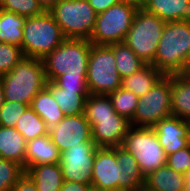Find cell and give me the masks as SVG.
Returning <instances> with one entry per match:
<instances>
[{
    "label": "cell",
    "mask_w": 190,
    "mask_h": 191,
    "mask_svg": "<svg viewBox=\"0 0 190 191\" xmlns=\"http://www.w3.org/2000/svg\"><path fill=\"white\" fill-rule=\"evenodd\" d=\"M163 76L164 74L154 65L146 64L139 71L124 77L121 81V87L140 97L149 91Z\"/></svg>",
    "instance_id": "7402d4cb"
},
{
    "label": "cell",
    "mask_w": 190,
    "mask_h": 191,
    "mask_svg": "<svg viewBox=\"0 0 190 191\" xmlns=\"http://www.w3.org/2000/svg\"><path fill=\"white\" fill-rule=\"evenodd\" d=\"M5 102L4 92H3V86L0 80V108Z\"/></svg>",
    "instance_id": "60d3db41"
},
{
    "label": "cell",
    "mask_w": 190,
    "mask_h": 191,
    "mask_svg": "<svg viewBox=\"0 0 190 191\" xmlns=\"http://www.w3.org/2000/svg\"><path fill=\"white\" fill-rule=\"evenodd\" d=\"M28 106L24 103L5 100L0 108V125L4 127H15L18 119Z\"/></svg>",
    "instance_id": "1f68e13d"
},
{
    "label": "cell",
    "mask_w": 190,
    "mask_h": 191,
    "mask_svg": "<svg viewBox=\"0 0 190 191\" xmlns=\"http://www.w3.org/2000/svg\"><path fill=\"white\" fill-rule=\"evenodd\" d=\"M46 88L51 92L66 116L84 114L85 102L90 95L89 90L61 89L54 82L50 81H47Z\"/></svg>",
    "instance_id": "ffe728a7"
},
{
    "label": "cell",
    "mask_w": 190,
    "mask_h": 191,
    "mask_svg": "<svg viewBox=\"0 0 190 191\" xmlns=\"http://www.w3.org/2000/svg\"><path fill=\"white\" fill-rule=\"evenodd\" d=\"M15 129L22 134L27 142L49 134V128L45 121L30 106L18 119Z\"/></svg>",
    "instance_id": "4316f807"
},
{
    "label": "cell",
    "mask_w": 190,
    "mask_h": 191,
    "mask_svg": "<svg viewBox=\"0 0 190 191\" xmlns=\"http://www.w3.org/2000/svg\"><path fill=\"white\" fill-rule=\"evenodd\" d=\"M85 119L91 125L92 140L97 147L121 146L130 121L117 114L109 95H89L85 102Z\"/></svg>",
    "instance_id": "7a4b0ae2"
},
{
    "label": "cell",
    "mask_w": 190,
    "mask_h": 191,
    "mask_svg": "<svg viewBox=\"0 0 190 191\" xmlns=\"http://www.w3.org/2000/svg\"><path fill=\"white\" fill-rule=\"evenodd\" d=\"M117 114L131 121L137 107L138 96L122 87L108 94Z\"/></svg>",
    "instance_id": "83f0119b"
},
{
    "label": "cell",
    "mask_w": 190,
    "mask_h": 191,
    "mask_svg": "<svg viewBox=\"0 0 190 191\" xmlns=\"http://www.w3.org/2000/svg\"><path fill=\"white\" fill-rule=\"evenodd\" d=\"M49 136L60 152H63L69 147L90 143L92 141L91 125L84 114L65 115L57 125L49 129Z\"/></svg>",
    "instance_id": "5bb4252c"
},
{
    "label": "cell",
    "mask_w": 190,
    "mask_h": 191,
    "mask_svg": "<svg viewBox=\"0 0 190 191\" xmlns=\"http://www.w3.org/2000/svg\"><path fill=\"white\" fill-rule=\"evenodd\" d=\"M91 185L73 181H63L60 191H87Z\"/></svg>",
    "instance_id": "8d00e7d4"
},
{
    "label": "cell",
    "mask_w": 190,
    "mask_h": 191,
    "mask_svg": "<svg viewBox=\"0 0 190 191\" xmlns=\"http://www.w3.org/2000/svg\"><path fill=\"white\" fill-rule=\"evenodd\" d=\"M65 39L51 12H43L35 17L26 18L22 50L25 56L42 60Z\"/></svg>",
    "instance_id": "8992f818"
},
{
    "label": "cell",
    "mask_w": 190,
    "mask_h": 191,
    "mask_svg": "<svg viewBox=\"0 0 190 191\" xmlns=\"http://www.w3.org/2000/svg\"><path fill=\"white\" fill-rule=\"evenodd\" d=\"M185 176V185H190V170L184 174Z\"/></svg>",
    "instance_id": "b9f144b4"
},
{
    "label": "cell",
    "mask_w": 190,
    "mask_h": 191,
    "mask_svg": "<svg viewBox=\"0 0 190 191\" xmlns=\"http://www.w3.org/2000/svg\"><path fill=\"white\" fill-rule=\"evenodd\" d=\"M60 150L48 135L36 137L27 142L25 171L39 164H55L60 162Z\"/></svg>",
    "instance_id": "2e32d148"
},
{
    "label": "cell",
    "mask_w": 190,
    "mask_h": 191,
    "mask_svg": "<svg viewBox=\"0 0 190 191\" xmlns=\"http://www.w3.org/2000/svg\"><path fill=\"white\" fill-rule=\"evenodd\" d=\"M144 184L155 191H183L185 176L165 165L149 173Z\"/></svg>",
    "instance_id": "603a6c76"
},
{
    "label": "cell",
    "mask_w": 190,
    "mask_h": 191,
    "mask_svg": "<svg viewBox=\"0 0 190 191\" xmlns=\"http://www.w3.org/2000/svg\"><path fill=\"white\" fill-rule=\"evenodd\" d=\"M171 114L190 120V77L185 73L171 75Z\"/></svg>",
    "instance_id": "d6986e66"
},
{
    "label": "cell",
    "mask_w": 190,
    "mask_h": 191,
    "mask_svg": "<svg viewBox=\"0 0 190 191\" xmlns=\"http://www.w3.org/2000/svg\"><path fill=\"white\" fill-rule=\"evenodd\" d=\"M121 147L136 159L144 177L166 165L167 154L152 127L130 126Z\"/></svg>",
    "instance_id": "ba28073f"
},
{
    "label": "cell",
    "mask_w": 190,
    "mask_h": 191,
    "mask_svg": "<svg viewBox=\"0 0 190 191\" xmlns=\"http://www.w3.org/2000/svg\"><path fill=\"white\" fill-rule=\"evenodd\" d=\"M97 146L92 140L90 143H81V146L69 147L60 154L63 181H73L91 185L93 160Z\"/></svg>",
    "instance_id": "4fadbf2b"
},
{
    "label": "cell",
    "mask_w": 190,
    "mask_h": 191,
    "mask_svg": "<svg viewBox=\"0 0 190 191\" xmlns=\"http://www.w3.org/2000/svg\"><path fill=\"white\" fill-rule=\"evenodd\" d=\"M189 64L190 22H166L154 57V66L164 75H172L186 73Z\"/></svg>",
    "instance_id": "3957f363"
},
{
    "label": "cell",
    "mask_w": 190,
    "mask_h": 191,
    "mask_svg": "<svg viewBox=\"0 0 190 191\" xmlns=\"http://www.w3.org/2000/svg\"><path fill=\"white\" fill-rule=\"evenodd\" d=\"M113 49L108 45H91L86 83L91 95H108L121 87Z\"/></svg>",
    "instance_id": "9c48e42d"
},
{
    "label": "cell",
    "mask_w": 190,
    "mask_h": 191,
    "mask_svg": "<svg viewBox=\"0 0 190 191\" xmlns=\"http://www.w3.org/2000/svg\"><path fill=\"white\" fill-rule=\"evenodd\" d=\"M59 88L66 90H88L86 76H58L53 81Z\"/></svg>",
    "instance_id": "836d02e7"
},
{
    "label": "cell",
    "mask_w": 190,
    "mask_h": 191,
    "mask_svg": "<svg viewBox=\"0 0 190 191\" xmlns=\"http://www.w3.org/2000/svg\"><path fill=\"white\" fill-rule=\"evenodd\" d=\"M50 12L66 39H90L97 13L87 0H59Z\"/></svg>",
    "instance_id": "30bf717a"
},
{
    "label": "cell",
    "mask_w": 190,
    "mask_h": 191,
    "mask_svg": "<svg viewBox=\"0 0 190 191\" xmlns=\"http://www.w3.org/2000/svg\"><path fill=\"white\" fill-rule=\"evenodd\" d=\"M92 43L87 39H65L55 50L42 59L47 81L58 76H87Z\"/></svg>",
    "instance_id": "5b68a950"
},
{
    "label": "cell",
    "mask_w": 190,
    "mask_h": 191,
    "mask_svg": "<svg viewBox=\"0 0 190 191\" xmlns=\"http://www.w3.org/2000/svg\"><path fill=\"white\" fill-rule=\"evenodd\" d=\"M132 191H155V190L151 189L146 184H142L138 186L137 188L133 189Z\"/></svg>",
    "instance_id": "ab89813d"
},
{
    "label": "cell",
    "mask_w": 190,
    "mask_h": 191,
    "mask_svg": "<svg viewBox=\"0 0 190 191\" xmlns=\"http://www.w3.org/2000/svg\"><path fill=\"white\" fill-rule=\"evenodd\" d=\"M145 183L136 159L121 146L97 147L91 186L105 191H132Z\"/></svg>",
    "instance_id": "6da1fadb"
},
{
    "label": "cell",
    "mask_w": 190,
    "mask_h": 191,
    "mask_svg": "<svg viewBox=\"0 0 190 191\" xmlns=\"http://www.w3.org/2000/svg\"><path fill=\"white\" fill-rule=\"evenodd\" d=\"M171 114V75H164L149 91L138 98L131 126L154 127Z\"/></svg>",
    "instance_id": "7c38bea8"
},
{
    "label": "cell",
    "mask_w": 190,
    "mask_h": 191,
    "mask_svg": "<svg viewBox=\"0 0 190 191\" xmlns=\"http://www.w3.org/2000/svg\"><path fill=\"white\" fill-rule=\"evenodd\" d=\"M24 56L22 48L0 42V76L11 72Z\"/></svg>",
    "instance_id": "4dcf8cb0"
},
{
    "label": "cell",
    "mask_w": 190,
    "mask_h": 191,
    "mask_svg": "<svg viewBox=\"0 0 190 191\" xmlns=\"http://www.w3.org/2000/svg\"><path fill=\"white\" fill-rule=\"evenodd\" d=\"M59 0H37L44 12H50Z\"/></svg>",
    "instance_id": "74e56055"
},
{
    "label": "cell",
    "mask_w": 190,
    "mask_h": 191,
    "mask_svg": "<svg viewBox=\"0 0 190 191\" xmlns=\"http://www.w3.org/2000/svg\"><path fill=\"white\" fill-rule=\"evenodd\" d=\"M109 46L113 49L116 68L122 79L139 71L146 65L125 42H118Z\"/></svg>",
    "instance_id": "484cf974"
},
{
    "label": "cell",
    "mask_w": 190,
    "mask_h": 191,
    "mask_svg": "<svg viewBox=\"0 0 190 191\" xmlns=\"http://www.w3.org/2000/svg\"><path fill=\"white\" fill-rule=\"evenodd\" d=\"M183 191H190V185H185V188L183 189Z\"/></svg>",
    "instance_id": "ee69618b"
},
{
    "label": "cell",
    "mask_w": 190,
    "mask_h": 191,
    "mask_svg": "<svg viewBox=\"0 0 190 191\" xmlns=\"http://www.w3.org/2000/svg\"><path fill=\"white\" fill-rule=\"evenodd\" d=\"M87 1L97 14L106 11L111 6L121 2V0H87Z\"/></svg>",
    "instance_id": "d590c367"
},
{
    "label": "cell",
    "mask_w": 190,
    "mask_h": 191,
    "mask_svg": "<svg viewBox=\"0 0 190 191\" xmlns=\"http://www.w3.org/2000/svg\"><path fill=\"white\" fill-rule=\"evenodd\" d=\"M25 20L18 14L0 9V42L22 48Z\"/></svg>",
    "instance_id": "d4e9b609"
},
{
    "label": "cell",
    "mask_w": 190,
    "mask_h": 191,
    "mask_svg": "<svg viewBox=\"0 0 190 191\" xmlns=\"http://www.w3.org/2000/svg\"><path fill=\"white\" fill-rule=\"evenodd\" d=\"M152 128L167 155L190 144V124L187 120L170 116L161 119Z\"/></svg>",
    "instance_id": "9a60e30c"
},
{
    "label": "cell",
    "mask_w": 190,
    "mask_h": 191,
    "mask_svg": "<svg viewBox=\"0 0 190 191\" xmlns=\"http://www.w3.org/2000/svg\"><path fill=\"white\" fill-rule=\"evenodd\" d=\"M0 9L24 18L35 17L44 12L37 0H0Z\"/></svg>",
    "instance_id": "f1b7e54d"
},
{
    "label": "cell",
    "mask_w": 190,
    "mask_h": 191,
    "mask_svg": "<svg viewBox=\"0 0 190 191\" xmlns=\"http://www.w3.org/2000/svg\"><path fill=\"white\" fill-rule=\"evenodd\" d=\"M25 173L34 181L38 191H60L62 187L63 174L59 163L31 166Z\"/></svg>",
    "instance_id": "44dd1931"
},
{
    "label": "cell",
    "mask_w": 190,
    "mask_h": 191,
    "mask_svg": "<svg viewBox=\"0 0 190 191\" xmlns=\"http://www.w3.org/2000/svg\"><path fill=\"white\" fill-rule=\"evenodd\" d=\"M27 141L15 127L0 125V158L20 164L25 171Z\"/></svg>",
    "instance_id": "e0dca14e"
},
{
    "label": "cell",
    "mask_w": 190,
    "mask_h": 191,
    "mask_svg": "<svg viewBox=\"0 0 190 191\" xmlns=\"http://www.w3.org/2000/svg\"><path fill=\"white\" fill-rule=\"evenodd\" d=\"M24 172L17 162L0 158V191H10Z\"/></svg>",
    "instance_id": "f546056e"
},
{
    "label": "cell",
    "mask_w": 190,
    "mask_h": 191,
    "mask_svg": "<svg viewBox=\"0 0 190 191\" xmlns=\"http://www.w3.org/2000/svg\"><path fill=\"white\" fill-rule=\"evenodd\" d=\"M143 9L166 22H190V0H147Z\"/></svg>",
    "instance_id": "ac0fdd59"
},
{
    "label": "cell",
    "mask_w": 190,
    "mask_h": 191,
    "mask_svg": "<svg viewBox=\"0 0 190 191\" xmlns=\"http://www.w3.org/2000/svg\"><path fill=\"white\" fill-rule=\"evenodd\" d=\"M166 165L182 174L188 172L190 170V144L167 155Z\"/></svg>",
    "instance_id": "d6a6232c"
},
{
    "label": "cell",
    "mask_w": 190,
    "mask_h": 191,
    "mask_svg": "<svg viewBox=\"0 0 190 191\" xmlns=\"http://www.w3.org/2000/svg\"><path fill=\"white\" fill-rule=\"evenodd\" d=\"M5 100L31 105L47 84L43 61L24 56L13 70L0 76Z\"/></svg>",
    "instance_id": "277c9868"
},
{
    "label": "cell",
    "mask_w": 190,
    "mask_h": 191,
    "mask_svg": "<svg viewBox=\"0 0 190 191\" xmlns=\"http://www.w3.org/2000/svg\"><path fill=\"white\" fill-rule=\"evenodd\" d=\"M30 107L45 121L49 129L57 125L65 116L46 87L32 99Z\"/></svg>",
    "instance_id": "cb8c5ba5"
},
{
    "label": "cell",
    "mask_w": 190,
    "mask_h": 191,
    "mask_svg": "<svg viewBox=\"0 0 190 191\" xmlns=\"http://www.w3.org/2000/svg\"><path fill=\"white\" fill-rule=\"evenodd\" d=\"M121 2L134 6L137 9H143L147 0H121Z\"/></svg>",
    "instance_id": "f35d334b"
},
{
    "label": "cell",
    "mask_w": 190,
    "mask_h": 191,
    "mask_svg": "<svg viewBox=\"0 0 190 191\" xmlns=\"http://www.w3.org/2000/svg\"><path fill=\"white\" fill-rule=\"evenodd\" d=\"M166 21L138 9L124 42L146 64L154 65V57Z\"/></svg>",
    "instance_id": "52a82bcc"
},
{
    "label": "cell",
    "mask_w": 190,
    "mask_h": 191,
    "mask_svg": "<svg viewBox=\"0 0 190 191\" xmlns=\"http://www.w3.org/2000/svg\"><path fill=\"white\" fill-rule=\"evenodd\" d=\"M10 191H38L34 181L24 172Z\"/></svg>",
    "instance_id": "e575fe53"
},
{
    "label": "cell",
    "mask_w": 190,
    "mask_h": 191,
    "mask_svg": "<svg viewBox=\"0 0 190 191\" xmlns=\"http://www.w3.org/2000/svg\"><path fill=\"white\" fill-rule=\"evenodd\" d=\"M185 74H187L190 77V64H189L188 69Z\"/></svg>",
    "instance_id": "f6af8a7d"
},
{
    "label": "cell",
    "mask_w": 190,
    "mask_h": 191,
    "mask_svg": "<svg viewBox=\"0 0 190 191\" xmlns=\"http://www.w3.org/2000/svg\"><path fill=\"white\" fill-rule=\"evenodd\" d=\"M137 8L124 2L111 6L97 14L89 41L96 45H112L124 42Z\"/></svg>",
    "instance_id": "8fae6325"
},
{
    "label": "cell",
    "mask_w": 190,
    "mask_h": 191,
    "mask_svg": "<svg viewBox=\"0 0 190 191\" xmlns=\"http://www.w3.org/2000/svg\"><path fill=\"white\" fill-rule=\"evenodd\" d=\"M87 191H105V190H101V189H98L96 187L90 186Z\"/></svg>",
    "instance_id": "7bdbcfd3"
}]
</instances>
